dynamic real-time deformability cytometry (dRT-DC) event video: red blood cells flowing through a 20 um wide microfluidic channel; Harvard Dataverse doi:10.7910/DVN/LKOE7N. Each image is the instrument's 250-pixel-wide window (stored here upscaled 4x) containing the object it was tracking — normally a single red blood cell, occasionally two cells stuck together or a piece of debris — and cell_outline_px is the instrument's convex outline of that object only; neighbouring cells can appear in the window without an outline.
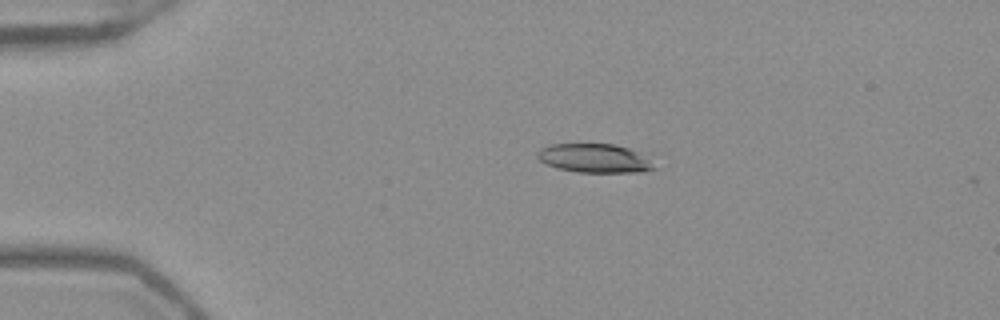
{"species": "Egyptian fruit bat (a non-hibernating species)", "species_latin": "Rousettus aegyptiacus", "temperature_condition": "warm", "stored_images_in_passage": 42, "camera_frame_rate_fps": 3000, "um_per_image_px": 0.085, "frame": {"image": 1, "passage_image": 1, "time_ms": 0.0, "image_size_px": [1000, 320], "cell_outline_px": [[656, 168], [644, 172], [576, 172], [556, 168], [544, 164], [536, 156], [536, 152], [540, 148], [548, 144], [616, 144], [628, 148], [636, 152], [648, 160]], "centroid_in_image_um": [50.44, 13.45], "position_along_channel_um": 34.6, "area_um2": 19.59}}
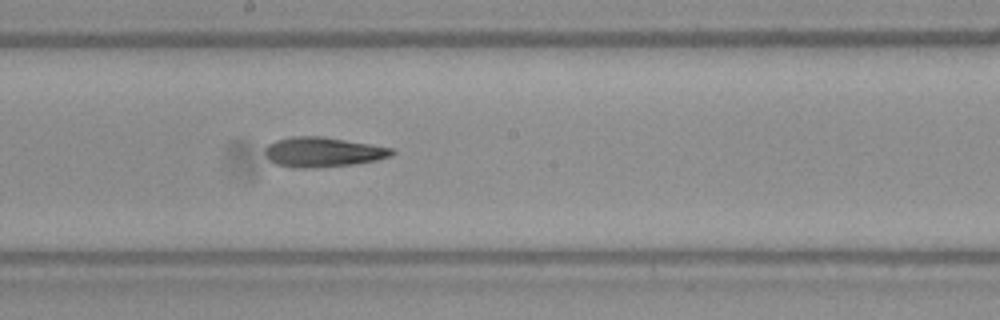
{"frame": {"image": 2, "passage_image": 19, "time_ms": 6.0, "image_size_px": [1000, 320], "cell_outline_px": [[396, 152], [392, 156], [376, 160], [352, 164], [316, 168], [296, 168], [276, 164], [268, 160], [264, 152], [264, 148], [268, 144], [276, 140], [292, 136], [324, 136], [372, 144], [392, 148]], "centroid_in_image_um": [27.43, 12.92], "position_along_channel_um": 220.8, "area_um2": 22.31}}
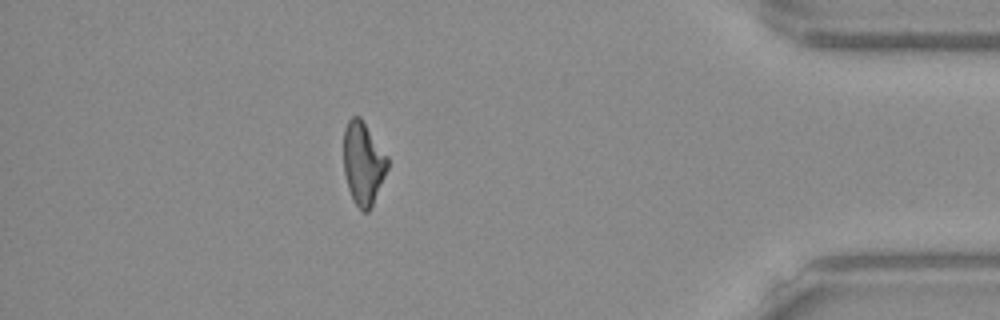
{"frame": {"image": 3, "passage_image": 36, "time_ms": 11.667, "image_size_px": [1000, 320], "cell_outline_px": [[388, 168], [372, 204], [368, 212], [364, 212], [356, 204], [348, 188], [344, 172], [344, 128], [348, 120], [352, 116], [360, 116], [388, 156]], "centroid_in_image_um": [30.87, 13.83], "position_along_channel_um": 404.3, "area_um2": 20.98}, "authors_computed_cell_mechanics": {"area_um2": 21.8195, "velocity_mm_per_s": 3.9507, "shape_relaxation_time_tau1_ms": null, "shape_relaxation_time_tau2_ms": 7.1571, "deformation_change_tau1": null, "deformation_change_tau2": 0.195}}